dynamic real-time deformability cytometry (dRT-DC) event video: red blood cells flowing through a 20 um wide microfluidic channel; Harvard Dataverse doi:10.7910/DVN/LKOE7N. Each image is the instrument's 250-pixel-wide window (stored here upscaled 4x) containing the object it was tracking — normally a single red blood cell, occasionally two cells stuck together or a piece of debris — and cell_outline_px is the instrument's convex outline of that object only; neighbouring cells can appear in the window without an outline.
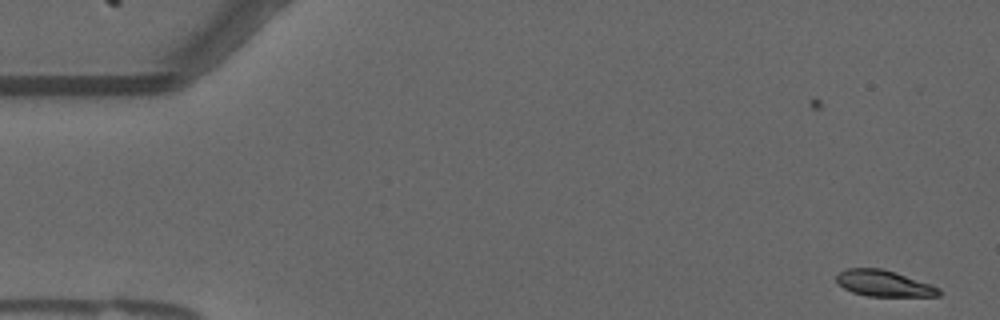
{"species": "common noctule bat (a hibernating species)", "species_latin": "Nyctalus noctula", "temperature_condition": "warm", "stored_images_in_passage": 54, "camera_frame_rate_fps": 3000, "um_per_image_px": 0.085, "animal": {"sex": "male", "forearm_length_mm": 52.5}, "frame": {"image": 1, "passage_image": 1, "time_ms": 0.0, "image_size_px": [1000, 320], "cell_outline_px": [[940, 296], [868, 296], [852, 292], [844, 288], [836, 280], [836, 276], [840, 272], [848, 268], [880, 268], [896, 272], [932, 284], [940, 288]], "centroid_in_image_um": [75.16, 24.09], "position_along_channel_um": 9.8, "area_um2": 15.61}}
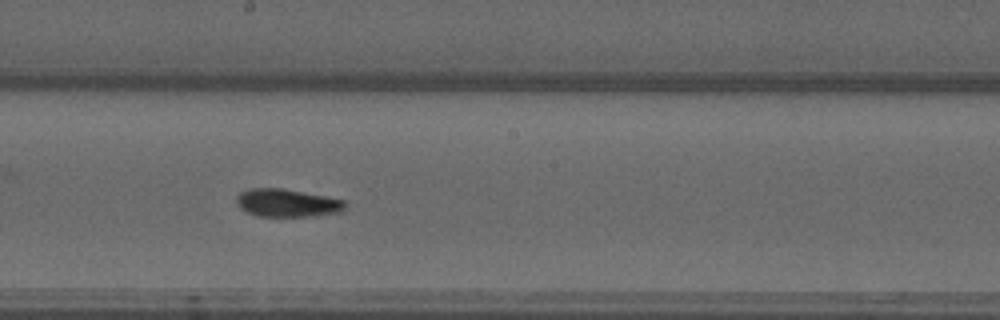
{"frame": {"image": 2, "passage_image": 29, "time_ms": 9.333, "image_size_px": [1000, 320], "cell_outline_px": [[348, 208], [344, 212], [308, 216], [256, 216], [240, 208], [236, 204], [236, 196], [240, 192], [248, 188], [280, 188], [324, 196], [344, 200], [348, 204]], "centroid_in_image_um": [24.42, 17.25], "position_along_channel_um": 223.8, "area_um2": 17.8}}
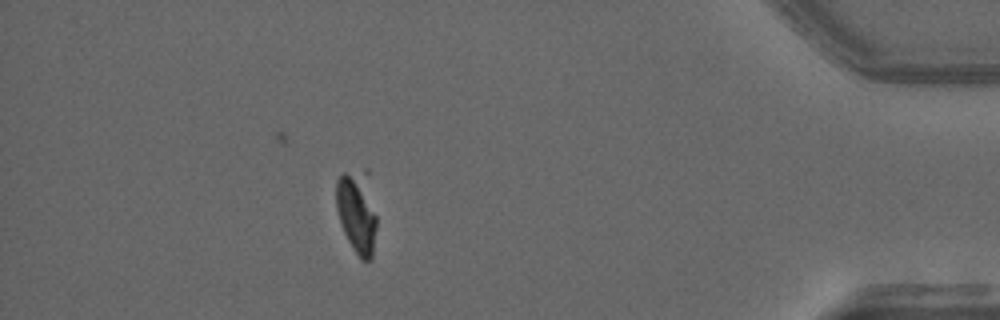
{"frame": {"image": 3, "passage_image": 48, "time_ms": 15.667, "image_size_px": [1000, 320], "cell_outline_px": [[376, 228], [372, 260], [360, 260], [352, 248], [344, 232], [336, 208], [336, 180], [344, 172], [364, 168], [368, 168], [376, 216]], "centroid_in_image_um": [30.36, 17.95], "position_along_channel_um": 404.8, "area_um2": 20.17}, "authors_computed_cell_mechanics": {"area_um2": 17.7157, "velocity_mm_per_s": 3.6818, "shape_relaxation_time_tau1_ms": null, "shape_relaxation_time_tau2_ms": 6.3259, "deformation_change_tau1": null, "deformation_change_tau2": 0.062}}